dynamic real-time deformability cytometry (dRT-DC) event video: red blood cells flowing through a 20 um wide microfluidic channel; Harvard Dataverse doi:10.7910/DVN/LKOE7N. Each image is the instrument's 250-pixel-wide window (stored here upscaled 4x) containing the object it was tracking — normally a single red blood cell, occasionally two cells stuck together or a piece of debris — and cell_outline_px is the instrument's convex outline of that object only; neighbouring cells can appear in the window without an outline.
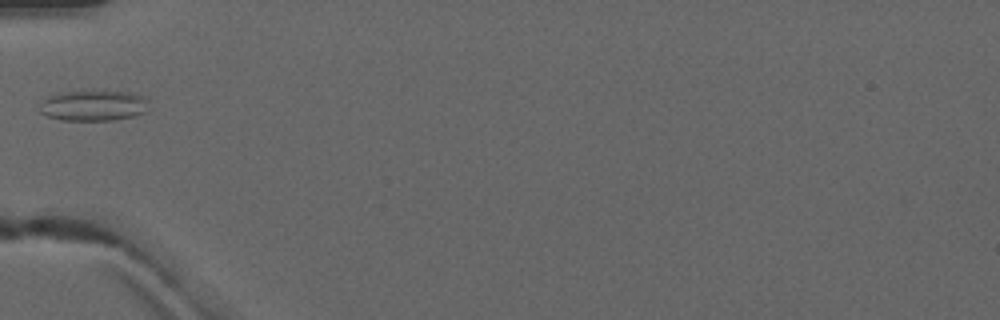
{"species": "common noctule bat (a hibernating species)", "species_latin": "Nyctalus noctula", "temperature_condition": "warm", "stored_images_in_passage": 2, "camera_frame_rate_fps": 3000, "um_per_image_px": 0.085, "animal": {"sex": "male", "forearm_length_mm": 52.5}, "frame": {"image": 1, "passage_image": 2, "time_ms": 1.333, "image_size_px": [1000, 320], "cell_outline_px": [[148, 100], [144, 112], [132, 116], [112, 120], [64, 120], [48, 116], [40, 112], [40, 104], [48, 96], [56, 92], [132, 92], [144, 96]], "centroid_in_image_um": [7.92, 8.97], "position_along_channel_um": 77.1, "area_um2": 19.13}}